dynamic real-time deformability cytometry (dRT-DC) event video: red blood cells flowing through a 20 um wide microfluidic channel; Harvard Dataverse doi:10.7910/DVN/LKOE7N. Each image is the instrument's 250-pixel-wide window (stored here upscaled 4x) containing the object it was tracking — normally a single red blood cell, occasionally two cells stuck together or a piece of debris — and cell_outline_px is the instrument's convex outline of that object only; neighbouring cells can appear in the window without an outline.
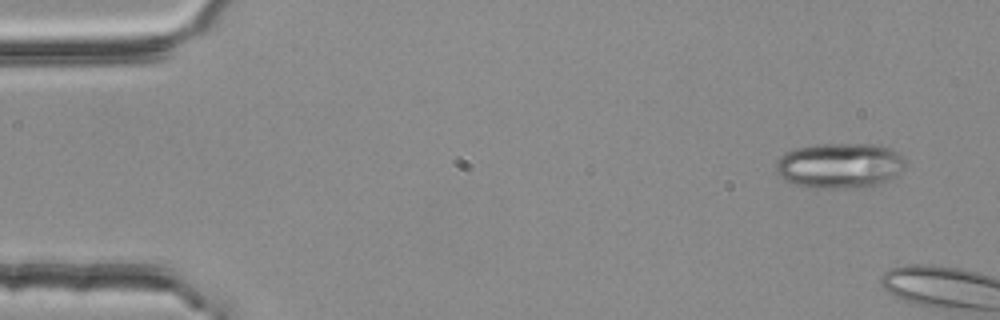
{"species": "common noctule bat (a hibernating species)", "species_latin": "Nyctalus noctula", "temperature_condition": "room temperature", "stored_images_in_passage": 2, "camera_frame_rate_fps": 3000, "um_per_image_px": 0.085, "animal": {"sex": "female", "body_mass_g": 25.1}, "frame": {"image": 1, "passage_image": 1, "time_ms": 0.0, "image_size_px": [1000, 320], "cell_outline_px": [[904, 168], [900, 172], [888, 180], [876, 184], [824, 188], [816, 188], [796, 184], [776, 176], [776, 160], [784, 152], [792, 148], [816, 144], [880, 144], [892, 148], [900, 152], [904, 164]], "centroid_in_image_um": [71.33, 14.02], "position_along_channel_um": 13.7, "area_um2": 34.1}}